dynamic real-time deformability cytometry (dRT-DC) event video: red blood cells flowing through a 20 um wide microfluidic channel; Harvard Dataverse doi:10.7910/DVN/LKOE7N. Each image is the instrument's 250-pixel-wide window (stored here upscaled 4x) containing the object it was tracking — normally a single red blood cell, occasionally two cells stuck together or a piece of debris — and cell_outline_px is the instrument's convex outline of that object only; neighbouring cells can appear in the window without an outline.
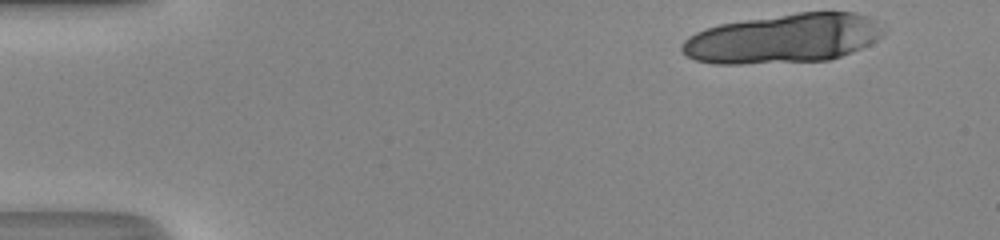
{"species": "human", "species_latin": "Homo sapiens", "temperature_condition": "room temperature", "stored_images_in_passage": 14, "camera_frame_rate_fps": 3000, "um_per_image_px": 0.085, "donor": {"sex": "male"}, "frame": {"image": 1, "passage_image": 1, "time_ms": 0.0, "image_size_px": [1000, 240], "cell_outline_px": [[888, 28], [884, 36], [852, 52], [828, 60], [740, 64], [712, 64], [696, 60], [688, 56], [680, 48], [680, 44], [688, 36], [704, 28], [720, 24], [744, 20], [800, 12], [852, 12], [868, 16], [876, 20]], "centroid_in_image_um": [66.62, 3.27], "position_along_channel_um": 18.4, "area_um2": 58.15}}